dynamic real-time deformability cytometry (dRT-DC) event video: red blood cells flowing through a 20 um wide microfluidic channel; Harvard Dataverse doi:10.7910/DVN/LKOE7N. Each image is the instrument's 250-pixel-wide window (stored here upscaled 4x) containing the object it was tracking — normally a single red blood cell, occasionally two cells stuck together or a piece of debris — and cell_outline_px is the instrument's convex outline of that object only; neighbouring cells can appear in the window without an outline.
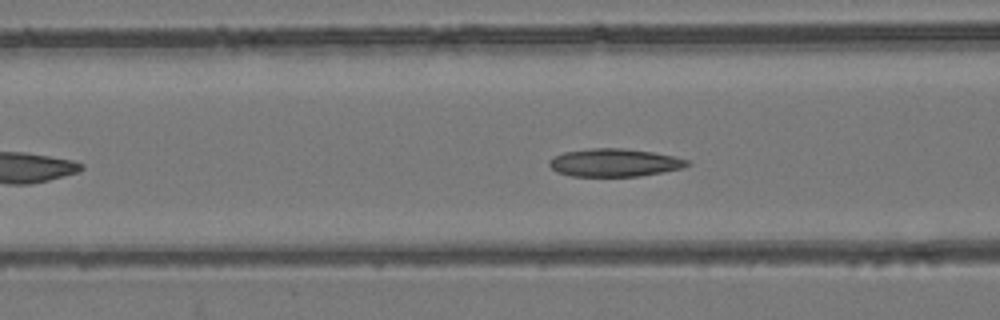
{"species": "common noctule bat (a hibernating species)", "species_latin": "Nyctalus noctula", "temperature_condition": "room temperature", "stored_images_in_passage": 44, "camera_frame_rate_fps": 3000, "um_per_image_px": 0.085, "animal": {"sex": "female", "body_mass_g": 24.6, "forearm_length_mm": 56.2}, "frame": {"image": 1, "passage_image": 11, "time_ms": 3.333, "image_size_px": [1000, 320], "cell_outline_px": [[692, 164], [680, 168], [640, 176], [572, 176], [556, 172], [548, 164], [548, 160], [552, 156], [564, 152], [588, 148], [624, 148], [652, 152], [692, 160]], "centroid_in_image_um": [52.2, 13.81], "position_along_channel_um": 114.4, "area_um2": 22.54}}
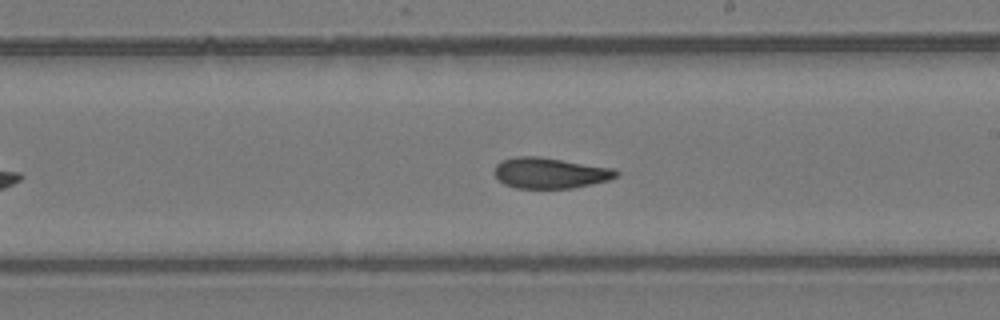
{"frame": {"image": 2, "passage_image": 21, "time_ms": 6.667, "image_size_px": [1000, 320], "cell_outline_px": [[620, 172], [616, 176], [608, 180], [572, 188], [516, 188], [504, 184], [492, 172], [496, 164], [500, 160], [516, 156], [540, 156], [612, 168]], "centroid_in_image_um": [46.7, 14.69], "position_along_channel_um": 242.3, "area_um2": 21.85}}
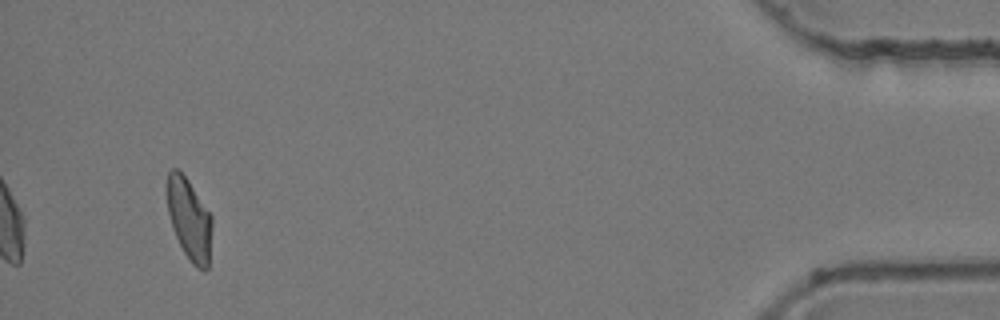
{"frame": {"image": 3, "passage_image": 41, "time_ms": 13.333, "image_size_px": [1000, 320], "cell_outline_px": [[212, 224], [208, 268], [204, 272], [196, 268], [192, 264], [184, 252], [172, 228], [168, 212], [168, 172], [172, 168], [176, 168], [188, 180], [212, 216]], "centroid_in_image_um": [16.11, 18.68], "position_along_channel_um": 419.1, "area_um2": 21.1}, "authors_computed_cell_mechanics": {"area_um2": 22.0796, "velocity_mm_per_s": 3.8439, "shape_relaxation_time_tau1_ms": null, "shape_relaxation_time_tau2_ms": 2.4109, "deformation_change_tau1": null, "deformation_change_tau2": 0.0931}}